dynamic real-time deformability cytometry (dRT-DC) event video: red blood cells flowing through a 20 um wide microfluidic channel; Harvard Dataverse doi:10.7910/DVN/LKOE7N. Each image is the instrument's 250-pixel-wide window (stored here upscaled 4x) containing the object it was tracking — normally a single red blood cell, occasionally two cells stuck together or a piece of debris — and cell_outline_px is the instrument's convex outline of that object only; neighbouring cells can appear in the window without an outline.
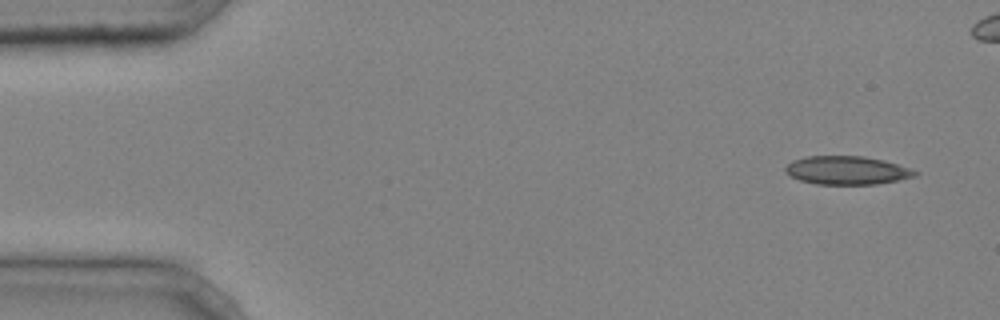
{"species": "common noctule bat (a hibernating species)", "species_latin": "Nyctalus noctula", "temperature_condition": "cold", "stored_images_in_passage": 5, "camera_frame_rate_fps": 3000, "um_per_image_px": 0.085, "animal": {"sex": "male", "body_mass_g": 20.4}, "frame": {"image": 1, "passage_image": 1, "time_ms": 0.0, "image_size_px": [1000, 320], "cell_outline_px": [[920, 172], [916, 176], [876, 184], [816, 184], [800, 180], [784, 172], [784, 168], [792, 160], [808, 156], [864, 156], [884, 160], [912, 168]], "centroid_in_image_um": [72.0, 14.47], "position_along_channel_um": 13.0, "area_um2": 21.5}}